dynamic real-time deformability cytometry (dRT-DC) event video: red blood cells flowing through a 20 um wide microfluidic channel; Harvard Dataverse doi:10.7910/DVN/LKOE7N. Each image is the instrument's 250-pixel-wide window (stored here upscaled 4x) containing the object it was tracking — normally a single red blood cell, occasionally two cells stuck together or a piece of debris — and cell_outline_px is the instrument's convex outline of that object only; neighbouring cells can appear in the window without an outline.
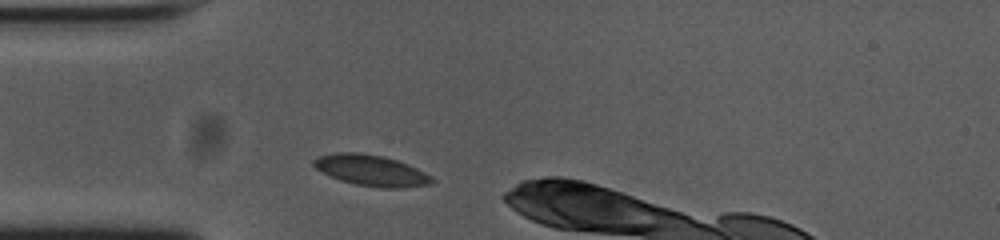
{"species": "common noctule bat (a hibernating species)", "species_latin": "Nyctalus noctula", "temperature_condition": "cold", "stored_images_in_passage": 32, "camera_frame_rate_fps": 3000, "um_per_image_px": 0.085, "animal": {"sex": "female", "body_mass_g": 23.0, "forearm_length_mm": 53.4}, "frame": {"image": 1, "passage_image": 1, "time_ms": 0.0, "image_size_px": [1000, 240], "cell_outline_px": [[436, 180], [432, 184], [400, 188], [380, 188], [356, 184], [340, 180], [316, 168], [312, 164], [312, 160], [320, 156], [336, 152], [356, 152], [384, 156], [408, 164], [432, 176]], "centroid_in_image_um": [31.59, 14.49], "position_along_channel_um": 53.4, "area_um2": 21.27}}
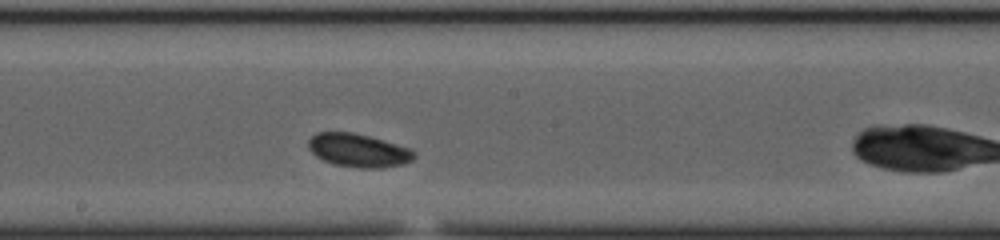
{"frame": {"image": 2, "passage_image": 15, "time_ms": 4.667, "image_size_px": [1000, 240], "cell_outline_px": [[416, 156], [412, 160], [404, 164], [380, 168], [360, 168], [332, 164], [316, 156], [308, 148], [308, 140], [316, 132], [352, 132], [368, 136], [412, 148], [416, 152]], "centroid_in_image_um": [30.48, 12.78], "position_along_channel_um": 217.7, "area_um2": 20.69}}
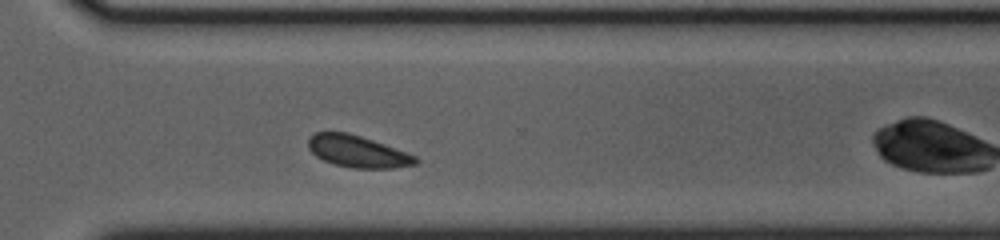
{"frame": {"image": 3, "passage_image": 25, "time_ms": 8.0, "image_size_px": [1000, 240], "cell_outline_px": [[420, 160], [416, 164], [392, 168], [352, 168], [332, 164], [316, 156], [308, 148], [308, 136], [316, 132], [348, 132], [384, 144], [416, 156]], "centroid_in_image_um": [30.36, 12.87], "position_along_channel_um": 340.2, "area_um2": 19.88}}